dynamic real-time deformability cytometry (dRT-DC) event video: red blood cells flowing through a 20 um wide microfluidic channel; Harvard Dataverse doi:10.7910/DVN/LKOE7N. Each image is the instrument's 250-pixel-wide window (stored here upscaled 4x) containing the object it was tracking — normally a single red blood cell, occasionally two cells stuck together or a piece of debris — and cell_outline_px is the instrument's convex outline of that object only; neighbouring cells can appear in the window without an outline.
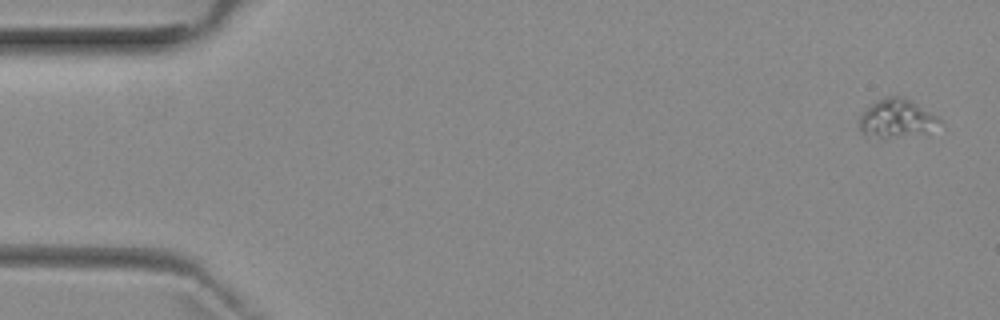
{"species": "common noctule bat (a hibernating species)", "species_latin": "Nyctalus noctula", "temperature_condition": "room temperature", "stored_images_in_passage": 6, "camera_frame_rate_fps": 3000, "um_per_image_px": 0.085, "animal": {"sex": "female", "body_mass_g": 29.2, "forearm_length_mm": 56.3}, "frame": {"image": 1, "passage_image": 1, "time_ms": 0.0, "image_size_px": [1000, 320], "cell_outline_px": [[940, 120], [928, 132], [896, 136], [864, 136], [860, 132], [860, 116], [868, 104], [884, 96], [900, 96], [932, 112]], "centroid_in_image_um": [76.13, 10.03], "position_along_channel_um": 8.9, "area_um2": 17.46}}
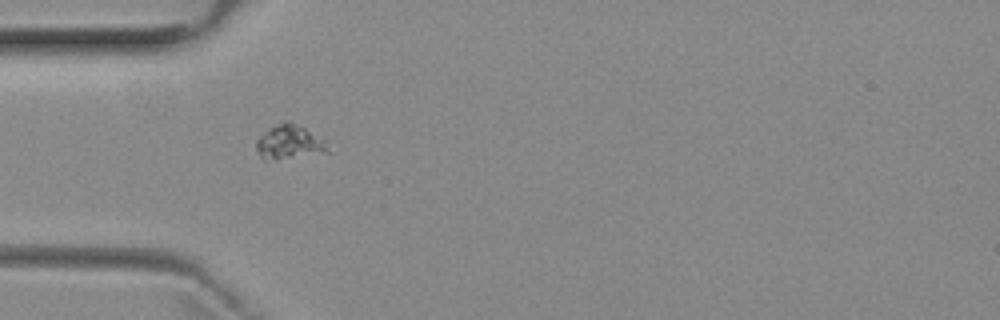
{"frame": {"image": 2, "passage_image": 5, "time_ms": 4.667, "image_size_px": [1000, 320], "cell_outline_px": [[328, 152], [276, 160], [264, 160], [260, 156], [256, 148], [256, 140], [268, 128], [284, 120], [288, 120], [304, 128], [324, 140]], "centroid_in_image_um": [24.53, 12.09], "position_along_channel_um": 60.5, "area_um2": 14.1}}
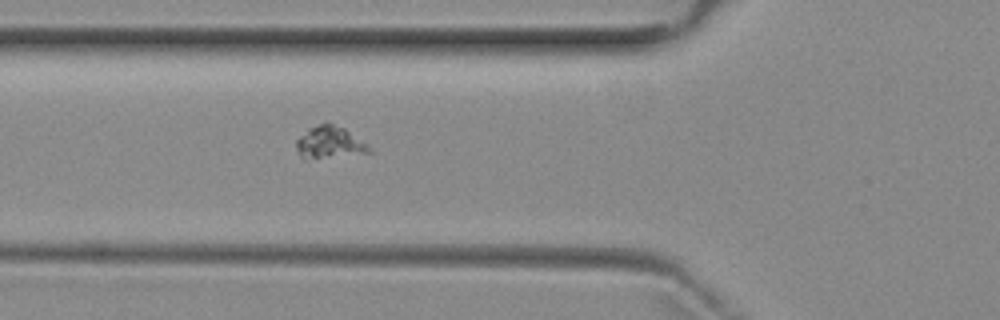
{"frame": {"image": 3, "passage_image": 6, "time_ms": 5.667, "image_size_px": [1000, 320], "cell_outline_px": [[372, 152], [304, 160], [300, 156], [296, 148], [296, 140], [308, 128], [324, 120], [344, 128], [364, 144]], "centroid_in_image_um": [27.9, 12.09], "position_along_channel_um": 97.9, "area_um2": 13.53}}